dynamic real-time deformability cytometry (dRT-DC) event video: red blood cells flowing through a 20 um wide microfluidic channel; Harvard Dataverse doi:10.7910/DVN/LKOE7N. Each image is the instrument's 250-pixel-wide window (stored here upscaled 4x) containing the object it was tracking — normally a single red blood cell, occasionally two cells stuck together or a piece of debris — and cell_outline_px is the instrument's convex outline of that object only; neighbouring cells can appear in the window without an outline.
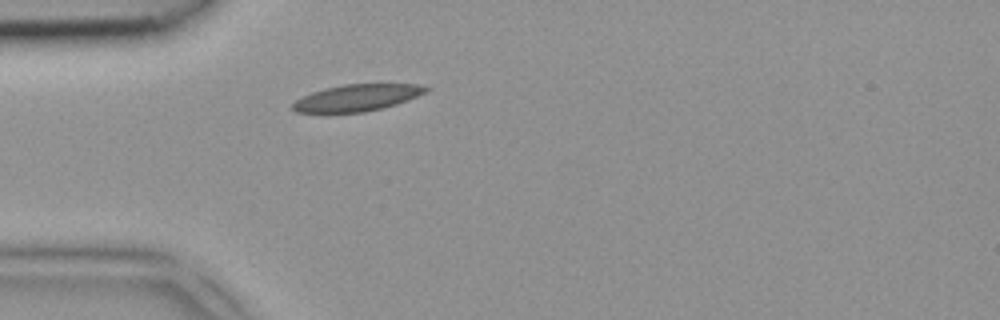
{"species": "common noctule bat (a hibernating species)", "species_latin": "Nyctalus noctula", "temperature_condition": "room temperature", "stored_images_in_passage": 2, "camera_frame_rate_fps": 3000, "um_per_image_px": 0.085, "animal": {"sex": "female", "body_mass_g": 18.4}, "frame": {"image": 1, "passage_image": 2, "time_ms": 0.333, "image_size_px": [1000, 320], "cell_outline_px": [[432, 88], [428, 92], [396, 104], [364, 112], [296, 112], [292, 108], [292, 104], [296, 100], [312, 92], [324, 88], [344, 84], [416, 84]], "centroid_in_image_um": [30.37, 8.29], "position_along_channel_um": 54.6, "area_um2": 20.52}}